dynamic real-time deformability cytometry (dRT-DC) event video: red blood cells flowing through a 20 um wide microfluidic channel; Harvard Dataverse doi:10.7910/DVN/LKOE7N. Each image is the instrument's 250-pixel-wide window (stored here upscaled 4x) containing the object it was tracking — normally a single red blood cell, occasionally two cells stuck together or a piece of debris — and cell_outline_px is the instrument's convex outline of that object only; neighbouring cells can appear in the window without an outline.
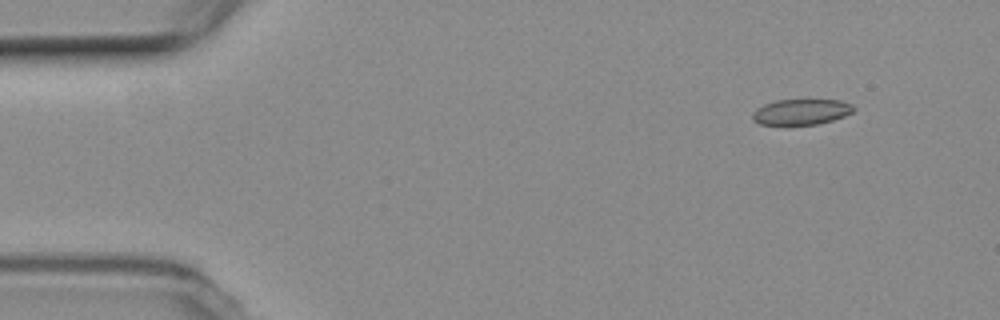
{"species": "common noctule bat (a hibernating species)", "species_latin": "Nyctalus noctula", "temperature_condition": "room temperature", "stored_images_in_passage": 4, "camera_frame_rate_fps": 3000, "um_per_image_px": 0.085, "animal": {"sex": "female", "body_mass_g": 19.3, "forearm_length_mm": 54.1}, "frame": {"image": 1, "passage_image": 1, "time_ms": 0.0, "image_size_px": [1000, 320], "cell_outline_px": [[856, 108], [852, 112], [844, 116], [832, 120], [816, 124], [760, 124], [752, 120], [752, 112], [756, 108], [764, 104], [776, 100], [840, 100], [852, 104]], "centroid_in_image_um": [68.09, 9.5], "position_along_channel_um": 16.9, "area_um2": 15.03}}
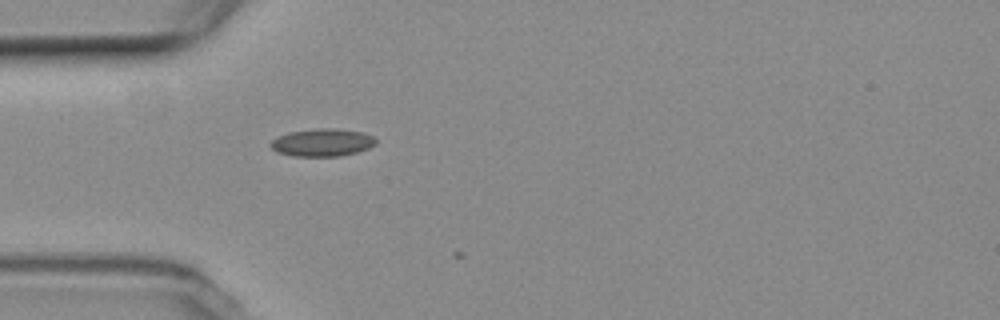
{"frame": {"image": 2, "passage_image": 4, "time_ms": 3.667, "image_size_px": [1000, 320], "cell_outline_px": [[376, 144], [368, 148], [356, 152], [340, 156], [292, 156], [276, 152], [268, 144], [276, 136], [288, 132], [312, 128], [336, 128], [364, 132], [372, 136], [376, 140]], "centroid_in_image_um": [27.35, 12.1], "position_along_channel_um": 57.6, "area_um2": 17.22}}